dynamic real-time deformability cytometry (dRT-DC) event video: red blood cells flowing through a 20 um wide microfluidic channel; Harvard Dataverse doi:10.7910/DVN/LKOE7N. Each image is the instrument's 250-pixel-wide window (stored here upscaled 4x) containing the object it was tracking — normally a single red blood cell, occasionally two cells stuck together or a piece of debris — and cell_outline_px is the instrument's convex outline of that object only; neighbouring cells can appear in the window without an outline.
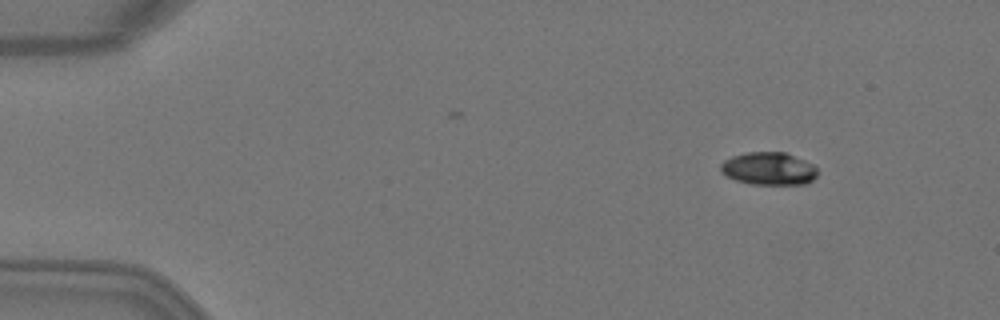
{"species": "Egyptian fruit bat (a non-hibernating species)", "species_latin": "Rousettus aegyptiacus", "temperature_condition": "warm", "stored_images_in_passage": 4, "camera_frame_rate_fps": 3000, "um_per_image_px": 0.085, "animal": {"sex": "female"}, "frame": {"image": 1, "passage_image": 1, "time_ms": 0.0, "image_size_px": [1000, 320], "cell_outline_px": [[816, 176], [812, 180], [804, 184], [752, 184], [736, 180], [720, 172], [720, 164], [724, 160], [732, 156], [748, 152], [784, 152], [812, 164], [816, 168]], "centroid_in_image_um": [65.3, 14.33], "position_along_channel_um": 19.7, "area_um2": 18.26}}
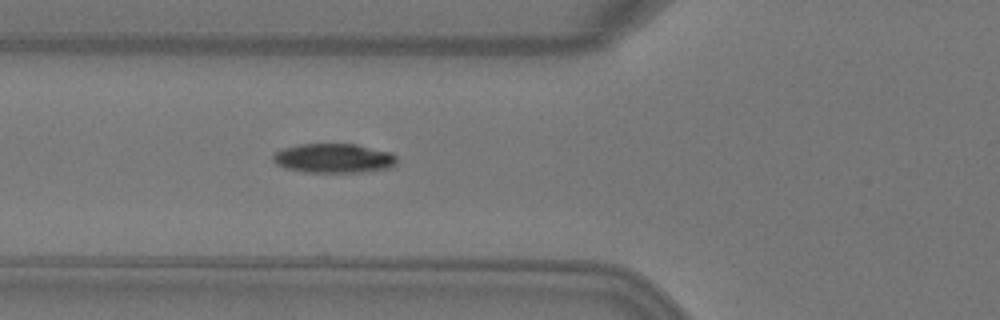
{"frame": {"image": 2, "passage_image": 4, "time_ms": 1.0, "image_size_px": [1000, 320], "cell_outline_px": [[396, 164], [388, 168], [364, 172], [304, 172], [284, 168], [276, 164], [272, 160], [272, 152], [280, 148], [300, 144], [356, 144], [392, 152], [396, 156]], "centroid_in_image_um": [28.32, 13.44], "position_along_channel_um": 97.5, "area_um2": 21.5}}